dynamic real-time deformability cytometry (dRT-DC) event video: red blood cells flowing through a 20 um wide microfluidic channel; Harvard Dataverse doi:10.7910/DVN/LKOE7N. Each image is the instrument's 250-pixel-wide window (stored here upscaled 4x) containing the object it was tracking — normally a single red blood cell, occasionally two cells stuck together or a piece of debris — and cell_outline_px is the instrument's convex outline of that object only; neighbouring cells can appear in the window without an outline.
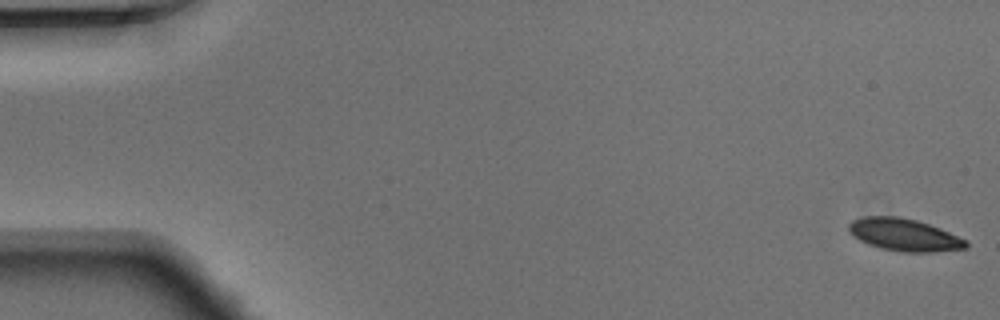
{"species": "Egyptian fruit bat (a non-hibernating species)", "species_latin": "Rousettus aegyptiacus", "temperature_condition": "warm", "stored_images_in_passage": 50, "segment_of_instrument_passage": [1, 2], "camera_frame_rate_fps": 3000, "um_per_image_px": 0.085, "animal": {"sex": "male"}, "frame": {"image": 1, "passage_image": 1, "time_ms": 0.0, "image_size_px": [1000, 320], "cell_outline_px": [[968, 248], [932, 252], [904, 252], [880, 248], [868, 244], [860, 240], [848, 232], [848, 224], [852, 220], [864, 216], [896, 216], [916, 220], [940, 228], [968, 240]], "centroid_in_image_um": [76.86, 19.96], "position_along_channel_um": 8.1, "area_um2": 22.2}}
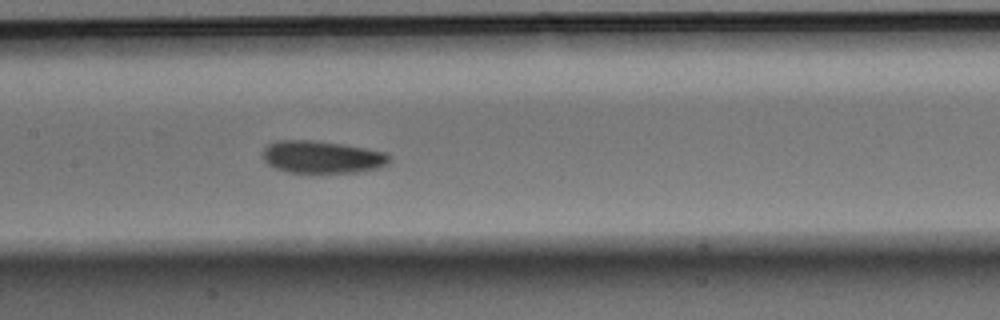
{"frame": {"image": 2, "passage_image": 24, "time_ms": 7.667, "image_size_px": [1000, 320], "cell_outline_px": [[388, 164], [380, 168], [356, 172], [288, 172], [276, 168], [268, 164], [264, 160], [260, 152], [268, 144], [276, 140], [312, 140], [340, 144], [364, 148], [384, 152], [388, 156]], "centroid_in_image_um": [27.31, 13.34], "position_along_channel_um": 180.1, "area_um2": 23.76}}
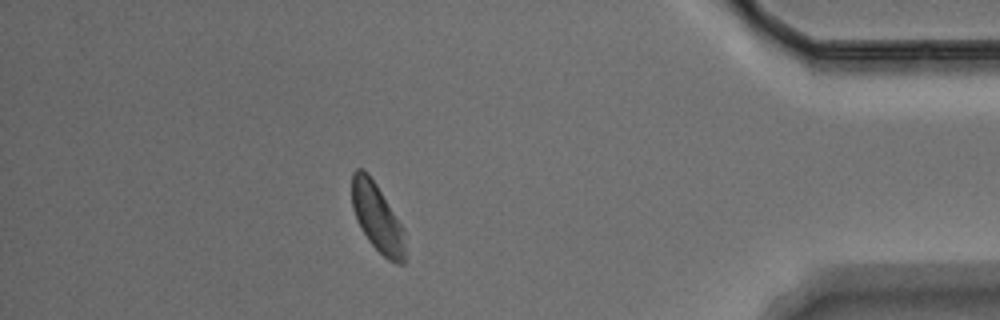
{"frame": {"image": 3, "passage_image": 43, "time_ms": 14.0, "image_size_px": [1000, 320], "cell_outline_px": [[404, 264], [396, 264], [388, 260], [372, 244], [356, 220], [352, 208], [352, 172], [356, 168], [360, 168], [368, 172], [376, 184], [400, 224], [404, 232]], "centroid_in_image_um": [32.03, 18.48], "position_along_channel_um": 403.2, "area_um2": 20.69}}